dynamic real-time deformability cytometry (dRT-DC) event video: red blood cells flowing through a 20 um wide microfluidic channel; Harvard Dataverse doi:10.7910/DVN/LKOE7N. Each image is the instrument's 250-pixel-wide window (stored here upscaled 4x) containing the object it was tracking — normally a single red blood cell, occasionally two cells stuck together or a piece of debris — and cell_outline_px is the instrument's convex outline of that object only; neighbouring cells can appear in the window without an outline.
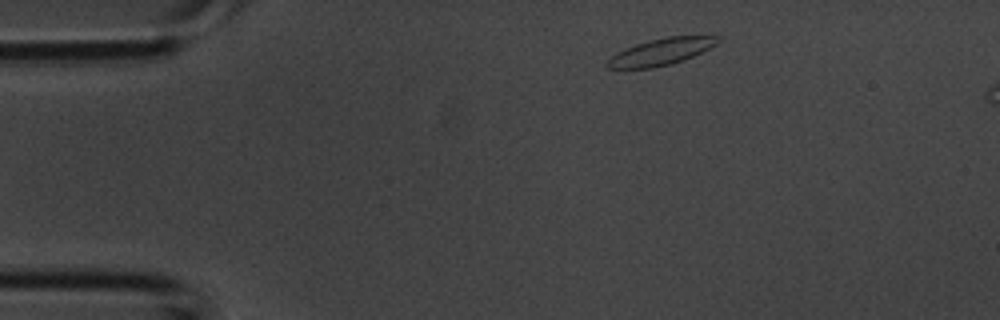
{"species": "common noctule bat (a hibernating species)", "species_latin": "Nyctalus noctula", "temperature_condition": "room temperature", "stored_images_in_passage": 2, "camera_frame_rate_fps": 3000, "um_per_image_px": 0.085, "animal": {"sex": "male", "body_mass_g": 20.1, "forearm_length_mm": 53.5}, "frame": {"image": 1, "passage_image": 1, "time_ms": 0.0, "image_size_px": [1000, 320], "cell_outline_px": [[720, 40], [716, 44], [692, 56], [672, 64], [652, 68], [608, 68], [608, 60], [612, 56], [636, 44], [648, 40], [668, 36], [720, 36]], "centroid_in_image_um": [56.22, 4.39], "position_along_channel_um": 28.8, "area_um2": 16.7}}